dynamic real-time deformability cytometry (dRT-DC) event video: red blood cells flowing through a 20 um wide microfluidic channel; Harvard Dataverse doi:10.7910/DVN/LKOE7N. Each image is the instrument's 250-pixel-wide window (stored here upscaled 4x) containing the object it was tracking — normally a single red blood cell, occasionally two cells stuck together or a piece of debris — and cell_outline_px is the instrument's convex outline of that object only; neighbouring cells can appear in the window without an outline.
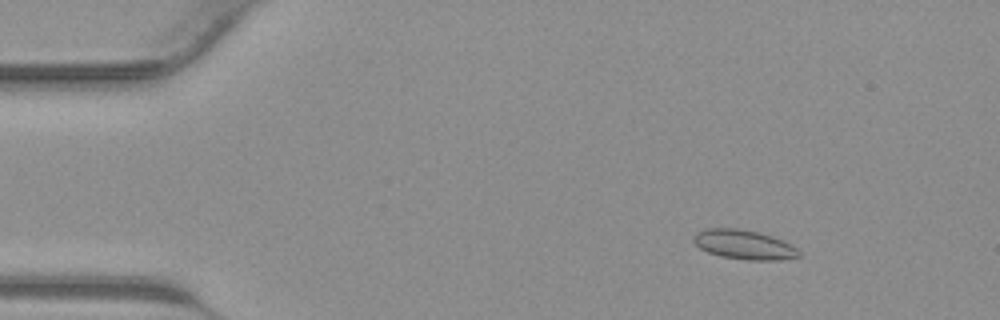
{"species": "common noctule bat (a hibernating species)", "species_latin": "Nyctalus noctula", "temperature_condition": "warm", "stored_images_in_passage": 39, "camera_frame_rate_fps": 3000, "um_per_image_px": 0.085, "animal": {"sex": "male", "body_mass_g": 23.1, "forearm_length_mm": 52.7}, "frame": {"image": 1, "passage_image": 2, "time_ms": 0.333, "image_size_px": [1000, 320], "cell_outline_px": [[800, 256], [780, 260], [748, 260], [720, 256], [708, 252], [700, 248], [692, 240], [692, 236], [696, 232], [704, 228], [736, 228], [760, 232], [784, 240], [792, 244], [800, 252]], "centroid_in_image_um": [63.23, 20.78], "position_along_channel_um": 21.8, "area_um2": 18.26}}
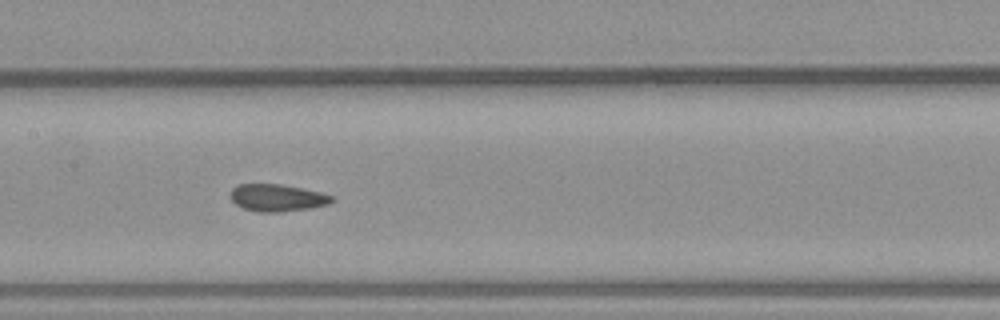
{"frame": {"image": 2, "passage_image": 17, "time_ms": 5.333, "image_size_px": [1000, 320], "cell_outline_px": [[336, 200], [328, 204], [308, 208], [280, 212], [260, 212], [244, 208], [236, 204], [232, 200], [232, 188], [236, 184], [280, 184], [324, 192], [332, 196]], "centroid_in_image_um": [23.6, 16.8], "position_along_channel_um": 183.8, "area_um2": 16.01}}
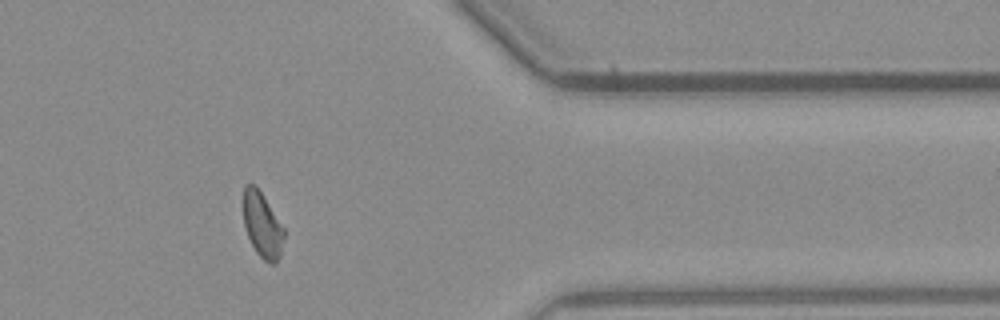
{"frame": {"image": 3, "passage_image": 31, "time_ms": 10.0, "image_size_px": [1000, 320], "cell_outline_px": [[284, 236], [280, 256], [276, 264], [272, 264], [264, 260], [256, 252], [248, 236], [244, 224], [244, 184], [256, 184], [284, 228]], "centroid_in_image_um": [22.3, 19.13], "position_along_channel_um": 389.1, "area_um2": 15.32}}